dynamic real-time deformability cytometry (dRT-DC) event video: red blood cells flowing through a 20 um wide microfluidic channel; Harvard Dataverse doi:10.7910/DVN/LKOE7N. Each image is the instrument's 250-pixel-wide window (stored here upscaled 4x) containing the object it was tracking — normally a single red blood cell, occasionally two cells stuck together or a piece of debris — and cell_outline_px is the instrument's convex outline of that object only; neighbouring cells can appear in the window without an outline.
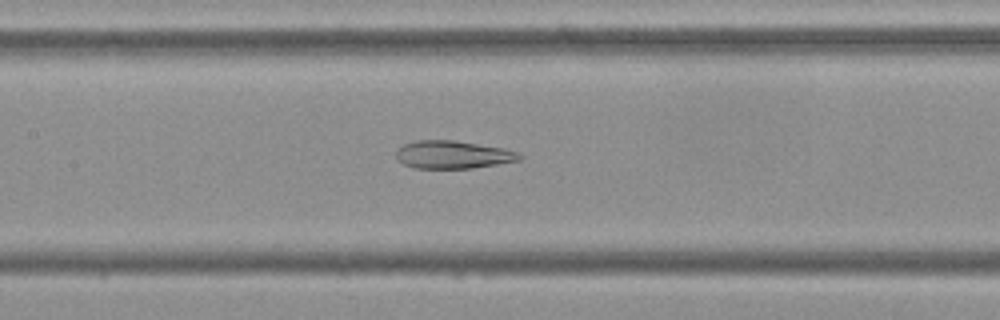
{"species": "Egyptian fruit bat (a non-hibernating species)", "species_latin": "Rousettus aegyptiacus", "temperature_condition": "cold", "stored_images_in_passage": 49, "camera_frame_rate_fps": 3000, "um_per_image_px": 0.085, "frame": {"image": 1, "passage_image": 21, "time_ms": 6.667, "image_size_px": [1000, 320], "cell_outline_px": [[524, 156], [520, 160], [472, 168], [416, 168], [404, 164], [396, 160], [396, 148], [404, 144], [416, 140], [452, 140], [504, 148], [520, 152]], "centroid_in_image_um": [38.49, 13.14], "position_along_channel_um": 168.9, "area_um2": 20.11}}
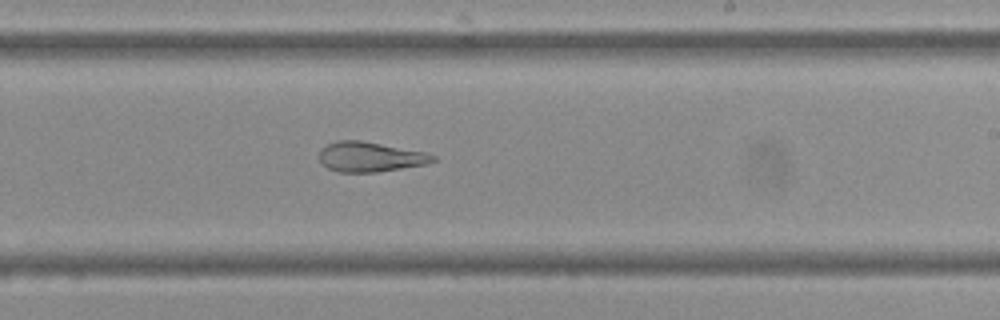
{"frame": {"image": 2, "passage_image": 28, "time_ms": 9.0, "image_size_px": [1000, 320], "cell_outline_px": [[436, 160], [424, 164], [376, 172], [336, 172], [320, 164], [320, 148], [336, 140], [360, 140], [424, 152], [436, 156]], "centroid_in_image_um": [31.39, 13.33], "position_along_channel_um": 257.6, "area_um2": 19.65}}
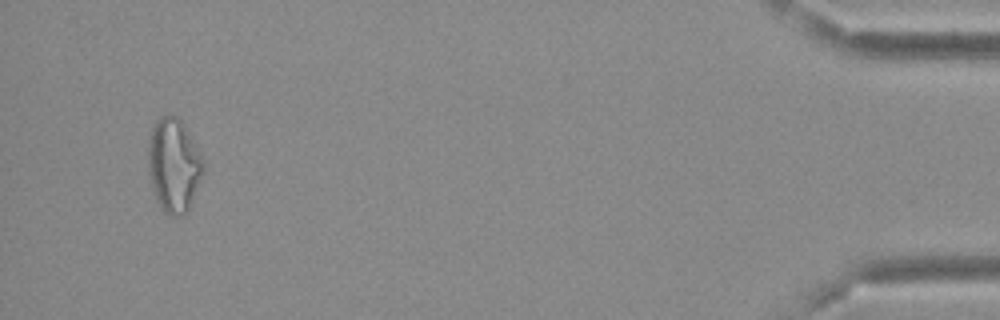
{"frame": {"image": 3, "passage_image": 47, "time_ms": 15.333, "image_size_px": [1000, 320], "cell_outline_px": [[204, 172], [188, 208], [180, 216], [168, 216], [160, 208], [156, 200], [148, 168], [148, 140], [152, 124], [160, 116], [168, 112], [176, 116], [184, 124], [200, 152], [204, 160]], "centroid_in_image_um": [14.75, 13.99], "position_along_channel_um": 420.4, "area_um2": 30.4}, "authors_computed_cell_mechanics": {"area_um2": 24.6228, "velocity_mm_per_s": 3.8107, "shape_relaxation_time_tau1_ms": null, "shape_relaxation_time_tau2_ms": 4.4429, "deformation_change_tau1": null, "deformation_change_tau2": 0.1276}}